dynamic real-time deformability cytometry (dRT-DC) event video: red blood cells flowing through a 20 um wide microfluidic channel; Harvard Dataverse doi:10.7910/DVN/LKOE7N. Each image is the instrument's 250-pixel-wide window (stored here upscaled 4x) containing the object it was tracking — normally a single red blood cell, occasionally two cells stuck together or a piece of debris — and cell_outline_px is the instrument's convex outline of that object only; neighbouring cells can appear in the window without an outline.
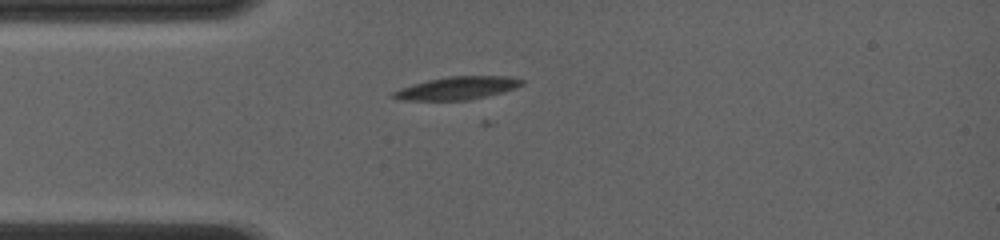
{"species": "common noctule bat (a hibernating species)", "species_latin": "Nyctalus noctula", "temperature_condition": "room temperature", "stored_images_in_passage": 11, "camera_frame_rate_fps": 4000, "um_per_image_px": 0.085, "animal": {"sex": "female", "body_mass_g": 19.0, "forearm_length_mm": 56.7}, "frame": {"image": 1, "passage_image": 6, "time_ms": 3.75, "image_size_px": [1000, 240], "cell_outline_px": [[524, 84], [516, 88], [504, 92], [468, 100], [400, 100], [388, 96], [392, 92], [400, 88], [412, 84], [428, 80], [448, 76], [508, 76], [524, 80]], "centroid_in_image_um": [38.85, 7.49], "position_along_channel_um": 46.1, "area_um2": 17.28}}
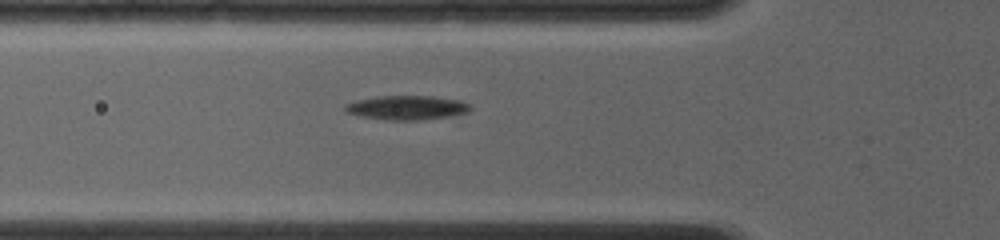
{"frame": {"image": 2, "passage_image": 8, "time_ms": 5.25, "image_size_px": [1000, 240], "cell_outline_px": [[472, 108], [468, 112], [452, 116], [420, 120], [388, 120], [360, 116], [348, 112], [344, 108], [344, 104], [356, 100], [376, 96], [432, 96], [460, 100], [468, 104]], "centroid_in_image_um": [34.59, 9.15], "position_along_channel_um": 91.2, "area_um2": 17.69}}
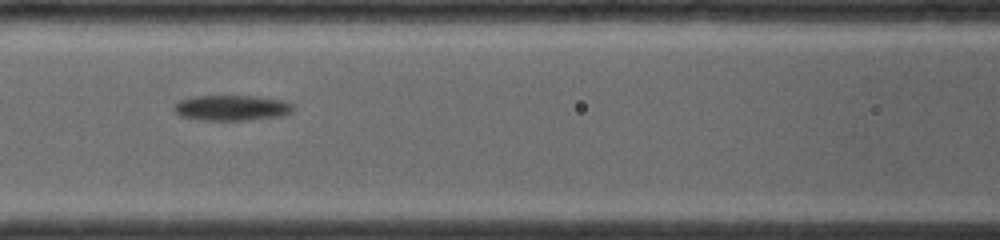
{"frame": {"image": 3, "passage_image": 10, "time_ms": 6.75, "image_size_px": [1000, 240], "cell_outline_px": [[296, 108], [292, 112], [284, 116], [248, 120], [196, 120], [180, 116], [172, 108], [180, 100], [196, 96], [256, 96], [284, 100], [292, 104]], "centroid_in_image_um": [19.74, 9.17], "position_along_channel_um": 146.9, "area_um2": 17.92}}